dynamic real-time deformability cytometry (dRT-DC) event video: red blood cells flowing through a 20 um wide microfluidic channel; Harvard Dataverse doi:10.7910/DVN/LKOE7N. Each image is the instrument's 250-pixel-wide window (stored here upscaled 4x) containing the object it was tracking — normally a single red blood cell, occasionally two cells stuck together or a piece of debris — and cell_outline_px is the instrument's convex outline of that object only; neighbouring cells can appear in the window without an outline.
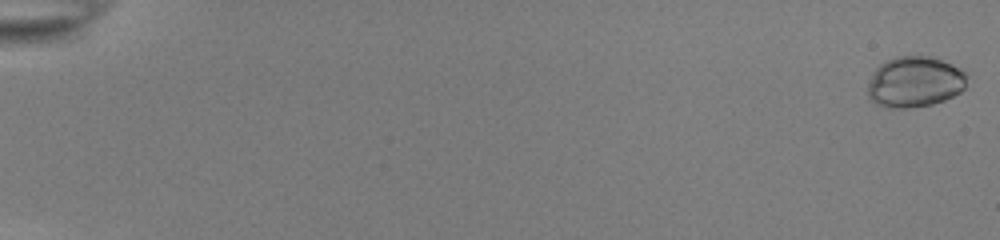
{"species": "common noctule bat (a hibernating species)", "species_latin": "Nyctalus noctula", "temperature_condition": "room temperature", "stored_images_in_passage": 54, "camera_frame_rate_fps": 3000, "um_per_image_px": 0.085, "animal": {"sex": "female", "body_mass_g": 22.0, "forearm_length_mm": 56.7}, "frame": {"image": 1, "passage_image": 1, "time_ms": 0.0, "image_size_px": [1000, 240], "cell_outline_px": [[964, 88], [960, 92], [944, 100], [932, 104], [908, 108], [888, 108], [876, 104], [868, 96], [868, 84], [876, 68], [880, 64], [896, 56], [932, 56], [952, 64], [964, 72]], "centroid_in_image_um": [77.72, 6.96], "position_along_channel_um": 7.3, "area_um2": 29.13}}
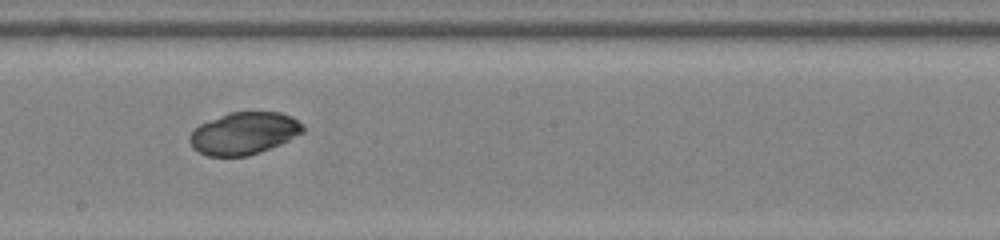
{"frame": {"image": 2, "passage_image": 33, "time_ms": 10.667, "image_size_px": [1000, 240], "cell_outline_px": [[304, 132], [280, 144], [260, 152], [248, 156], [208, 156], [192, 148], [188, 140], [188, 136], [200, 124], [228, 112], [280, 112], [292, 116], [304, 124]], "centroid_in_image_um": [20.74, 11.33], "position_along_channel_um": 227.5, "area_um2": 27.98}}
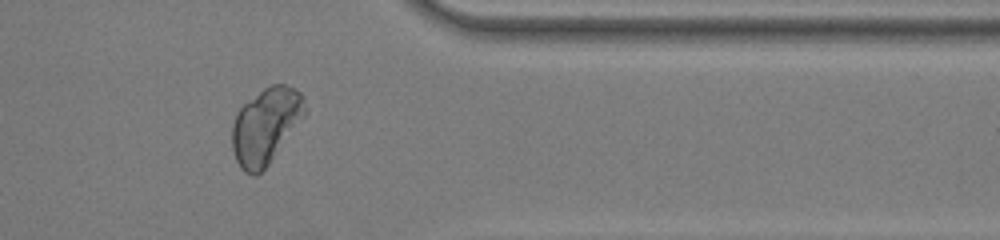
{"frame": {"image": 3, "passage_image": 46, "time_ms": 15.0, "image_size_px": [1000, 240], "cell_outline_px": [[304, 116], [268, 164], [256, 176], [252, 176], [244, 172], [240, 168], [236, 160], [232, 148], [232, 124], [236, 112], [244, 104], [264, 88], [272, 84], [284, 84], [296, 88], [304, 96]], "centroid_in_image_um": [22.56, 10.7], "position_along_channel_um": 388.8, "area_um2": 31.85}}